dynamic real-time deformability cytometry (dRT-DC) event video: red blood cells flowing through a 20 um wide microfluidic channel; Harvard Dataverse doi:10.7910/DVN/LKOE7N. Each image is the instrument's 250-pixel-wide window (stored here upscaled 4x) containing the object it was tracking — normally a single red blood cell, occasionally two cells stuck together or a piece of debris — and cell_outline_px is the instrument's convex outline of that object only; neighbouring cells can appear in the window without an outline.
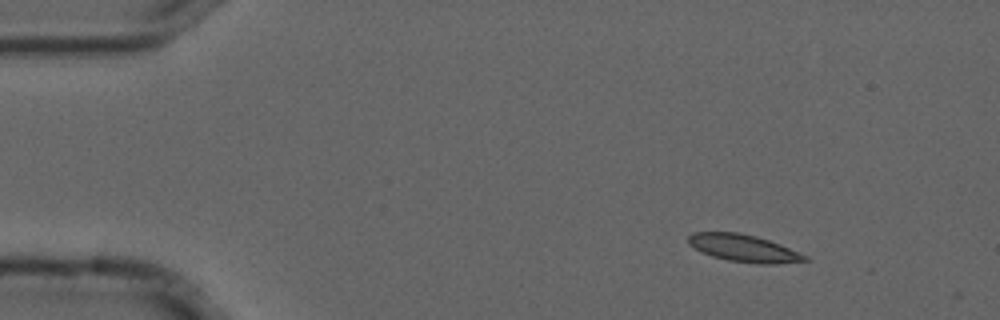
{"species": "common noctule bat (a hibernating species)", "species_latin": "Nyctalus noctula", "temperature_condition": "cold", "stored_images_in_passage": 49, "camera_frame_rate_fps": 3000, "um_per_image_px": 0.085, "animal": {"sex": "male", "forearm_length_mm": 52.5}, "frame": {"image": 1, "passage_image": 1, "time_ms": 0.0, "image_size_px": [1000, 320], "cell_outline_px": [[808, 260], [776, 264], [756, 264], [728, 260], [712, 256], [688, 244], [688, 236], [692, 232], [740, 232], [756, 236], [780, 244], [808, 256]], "centroid_in_image_um": [63.22, 21.09], "position_along_channel_um": 21.8, "area_um2": 18.44}}
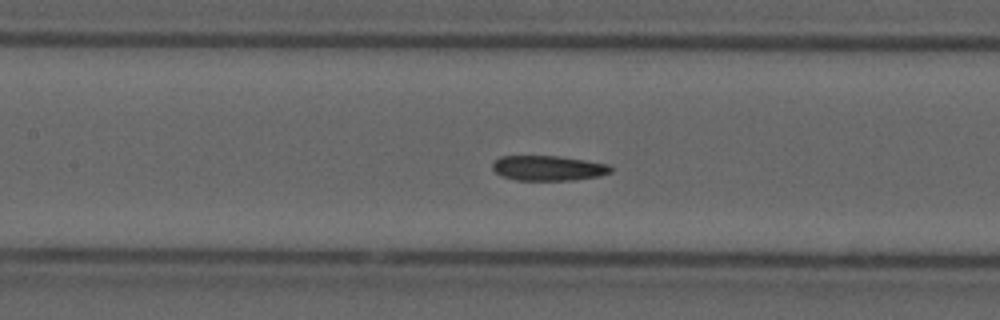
{"frame": {"image": 2, "passage_image": 19, "time_ms": 6.0, "image_size_px": [1000, 320], "cell_outline_px": [[612, 172], [600, 176], [572, 180], [516, 180], [504, 176], [496, 172], [492, 168], [492, 164], [500, 156], [560, 156], [608, 164], [612, 168]], "centroid_in_image_um": [46.62, 14.29], "position_along_channel_um": 160.8, "area_um2": 17.17}}
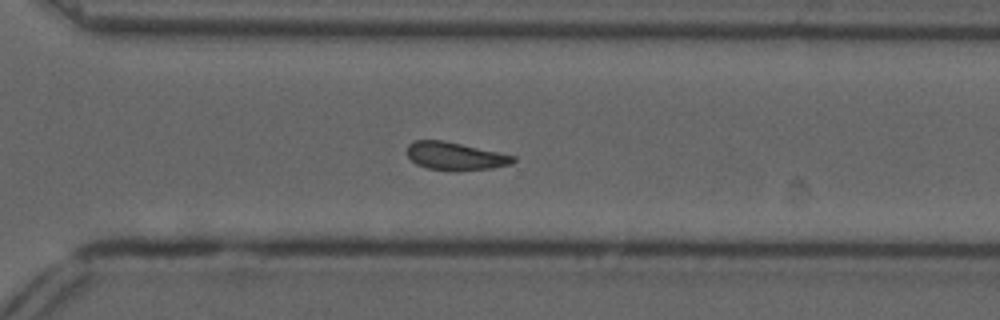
{"frame": {"image": 3, "passage_image": 33, "time_ms": 10.667, "image_size_px": [1000, 320], "cell_outline_px": [[516, 160], [512, 164], [492, 168], [452, 172], [428, 168], [416, 164], [408, 156], [408, 144], [416, 140], [444, 140], [516, 156]], "centroid_in_image_um": [38.71, 13.28], "position_along_channel_um": 331.9, "area_um2": 17.4}, "authors_computed_cell_mechanics": {"area_um2": 17.8602, "velocity_mm_per_s": 3.6816, "shape_relaxation_time_tau1_ms": null, "shape_relaxation_time_tau2_ms": 3.6133, "deformation_change_tau1": null, "deformation_change_tau2": 0.0944}}